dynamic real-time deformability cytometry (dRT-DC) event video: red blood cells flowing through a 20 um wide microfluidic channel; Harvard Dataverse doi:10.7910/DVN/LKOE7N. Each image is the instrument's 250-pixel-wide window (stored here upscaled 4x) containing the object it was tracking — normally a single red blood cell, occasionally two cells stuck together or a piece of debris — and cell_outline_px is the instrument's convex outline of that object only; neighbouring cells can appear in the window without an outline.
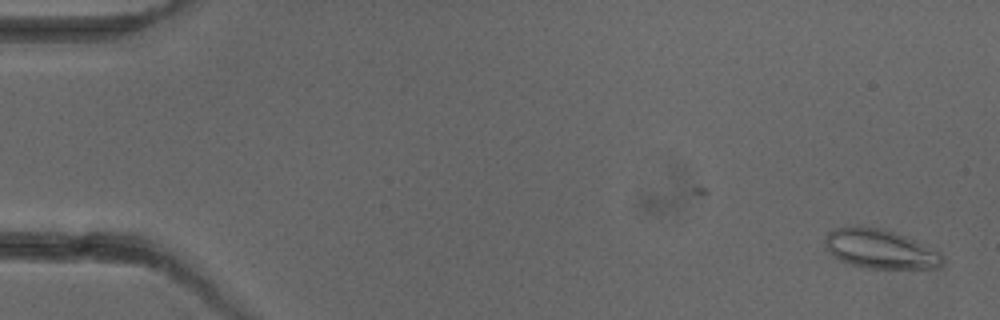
{"species": "common noctule bat (a hibernating species)", "species_latin": "Nyctalus noctula", "temperature_condition": "cold", "stored_images_in_passage": 2, "camera_frame_rate_fps": 3000, "um_per_image_px": 0.085, "animal": {"sex": "female"}, "frame": {"image": 1, "passage_image": 2, "time_ms": 2.0, "image_size_px": [1000, 320], "cell_outline_px": [[944, 264], [940, 268], [864, 268], [840, 260], [832, 256], [824, 248], [824, 236], [828, 232], [836, 228], [848, 224], [856, 224], [884, 228], [908, 236], [940, 252], [944, 256]], "centroid_in_image_um": [74.78, 21.12], "position_along_channel_um": 10.2, "area_um2": 27.8}}